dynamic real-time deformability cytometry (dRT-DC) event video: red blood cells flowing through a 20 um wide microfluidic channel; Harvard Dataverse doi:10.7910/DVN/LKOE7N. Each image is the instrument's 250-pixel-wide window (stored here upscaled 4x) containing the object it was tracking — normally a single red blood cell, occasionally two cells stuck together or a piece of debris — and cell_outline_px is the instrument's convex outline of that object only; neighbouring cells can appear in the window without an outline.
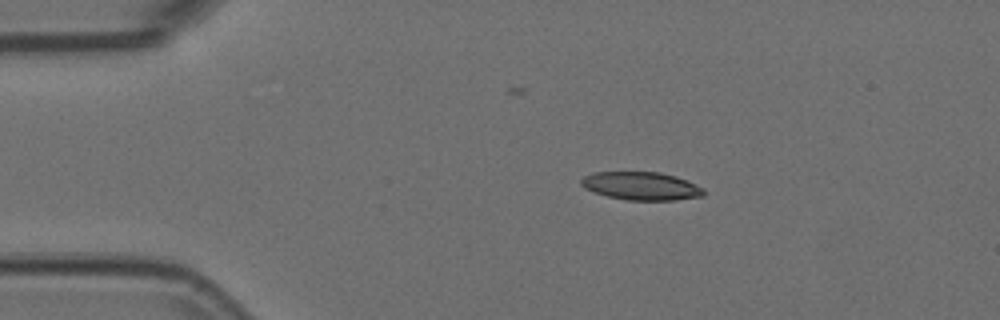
{"species": "Egyptian fruit bat (a non-hibernating species)", "species_latin": "Rousettus aegyptiacus", "temperature_condition": "room temperature", "stored_images_in_passage": 6, "camera_frame_rate_fps": 3000, "um_per_image_px": 0.085, "animal": {"sex": "female"}, "frame": {"image": 1, "passage_image": 1, "time_ms": 0.0, "image_size_px": [1000, 320], "cell_outline_px": [[704, 196], [676, 200], [628, 200], [608, 196], [592, 192], [584, 188], [580, 184], [580, 180], [584, 176], [596, 172], [660, 172], [676, 176], [688, 180], [704, 188]], "centroid_in_image_um": [54.52, 15.81], "position_along_channel_um": 30.5, "area_um2": 20.23}}
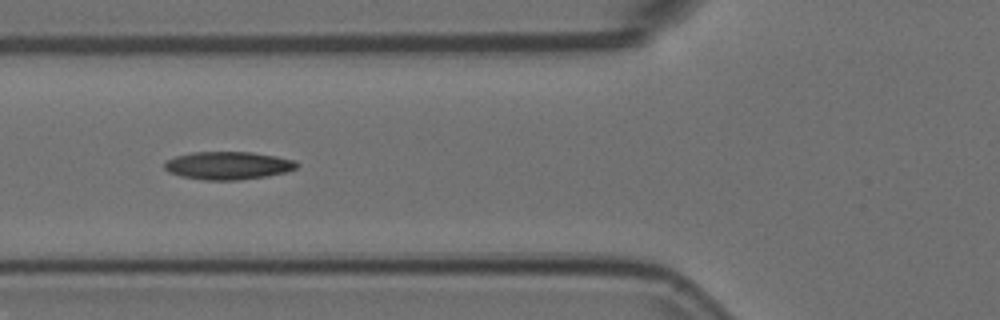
{"frame": {"image": 2, "passage_image": 4, "time_ms": 1.0, "image_size_px": [1000, 320], "cell_outline_px": [[300, 164], [296, 168], [288, 172], [268, 176], [240, 180], [204, 180], [180, 176], [168, 172], [164, 168], [164, 164], [168, 160], [176, 156], [192, 152], [252, 152], [276, 156], [296, 160]], "centroid_in_image_um": [19.42, 14.07], "position_along_channel_um": 106.4, "area_um2": 21.73}}
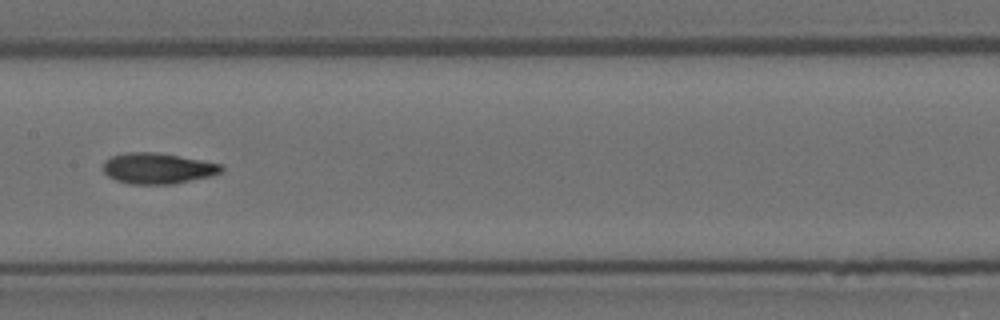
{"frame": {"image": 3, "passage_image": 6, "time_ms": 1.667, "image_size_px": [1000, 320], "cell_outline_px": [[224, 172], [212, 176], [172, 184], [128, 184], [116, 180], [108, 176], [104, 172], [104, 160], [112, 156], [124, 152], [156, 152], [224, 164]], "centroid_in_image_um": [13.44, 14.31], "position_along_channel_um": 194.0, "area_um2": 21.44}}